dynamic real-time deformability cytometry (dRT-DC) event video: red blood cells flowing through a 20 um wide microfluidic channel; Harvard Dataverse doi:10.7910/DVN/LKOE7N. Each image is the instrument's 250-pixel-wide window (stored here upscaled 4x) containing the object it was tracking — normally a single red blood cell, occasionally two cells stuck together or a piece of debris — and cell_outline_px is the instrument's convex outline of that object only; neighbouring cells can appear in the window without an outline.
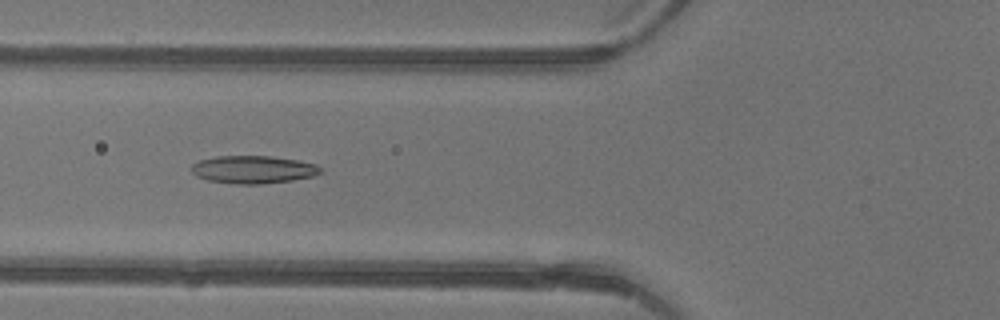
{"species": "common noctule bat (a hibernating species)", "species_latin": "Nyctalus noctula", "temperature_condition": "warm", "stored_images_in_passage": 4, "camera_frame_rate_fps": 3000, "um_per_image_px": 0.085, "animal": {"sex": "female"}, "frame": {"image": 1, "passage_image": 3, "time_ms": 0.667, "image_size_px": [1000, 320], "cell_outline_px": [[324, 172], [312, 176], [292, 180], [260, 184], [236, 184], [208, 180], [196, 176], [192, 172], [192, 164], [200, 160], [216, 156], [272, 156], [296, 160], [316, 164]], "centroid_in_image_um": [21.52, 14.41], "position_along_channel_um": 104.3, "area_um2": 20.81}}
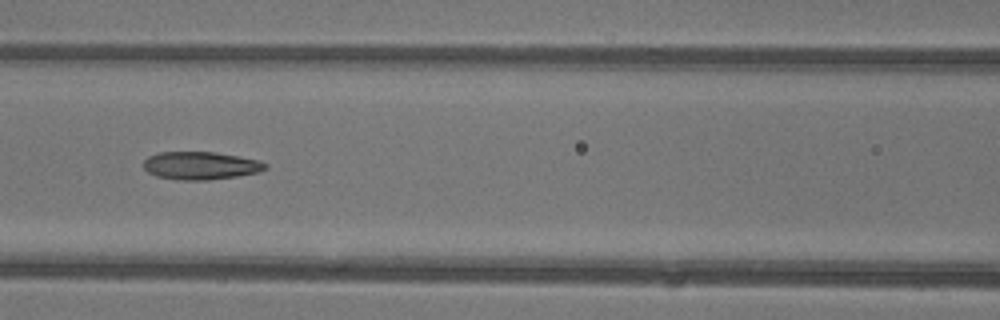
{"frame": {"image": 2, "passage_image": 4, "time_ms": 1.0, "image_size_px": [1000, 320], "cell_outline_px": [[268, 168], [260, 172], [236, 176], [208, 180], [180, 180], [156, 176], [148, 172], [144, 168], [144, 160], [148, 156], [160, 152], [216, 152], [240, 156], [256, 160], [268, 164]], "centroid_in_image_um": [17.06, 14.07], "position_along_channel_um": 149.5, "area_um2": 19.83}}